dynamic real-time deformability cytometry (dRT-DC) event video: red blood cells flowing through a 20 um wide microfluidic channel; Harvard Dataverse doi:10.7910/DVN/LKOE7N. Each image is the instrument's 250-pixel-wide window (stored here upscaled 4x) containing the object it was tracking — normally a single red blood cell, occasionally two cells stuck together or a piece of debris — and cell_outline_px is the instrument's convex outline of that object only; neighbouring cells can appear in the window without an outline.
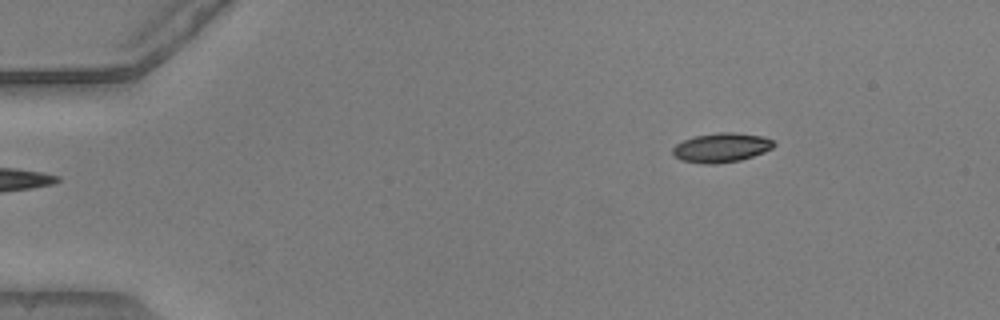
{"species": "common noctule bat (a hibernating species)", "species_latin": "Nyctalus noctula", "temperature_condition": "warm", "stored_images_in_passage": 46, "camera_frame_rate_fps": 3000, "um_per_image_px": 0.085, "animal": {"sex": "male", "body_mass_g": 20.5, "forearm_length_mm": 52.5}, "frame": {"image": 1, "passage_image": 1, "time_ms": 0.0, "image_size_px": [1000, 320], "cell_outline_px": [[776, 144], [772, 148], [764, 152], [740, 160], [716, 164], [704, 164], [680, 160], [672, 152], [672, 148], [676, 144], [684, 140], [696, 136], [720, 132], [732, 132], [764, 136], [772, 140]], "centroid_in_image_um": [61.32, 12.55], "position_along_channel_um": 23.7, "area_um2": 17.22}}
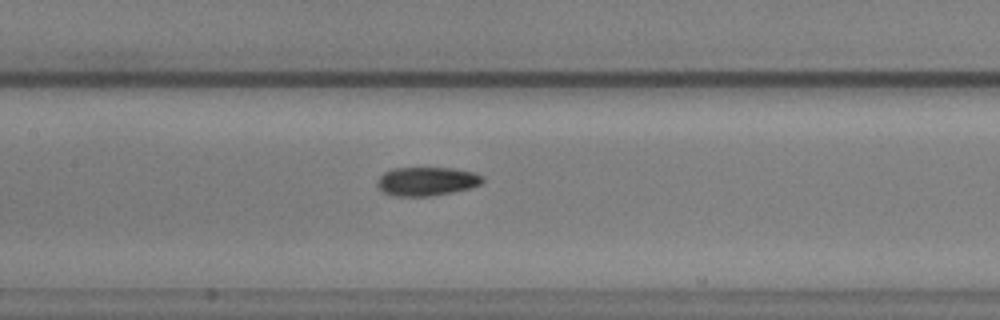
{"frame": {"image": 2, "passage_image": 19, "time_ms": 6.0, "image_size_px": [1000, 320], "cell_outline_px": [[484, 180], [480, 184], [468, 188], [452, 192], [428, 196], [392, 196], [380, 192], [376, 184], [376, 180], [384, 172], [392, 168], [452, 168], [472, 172], [484, 176]], "centroid_in_image_um": [36.2, 15.41], "position_along_channel_um": 171.2, "area_um2": 17.74}}
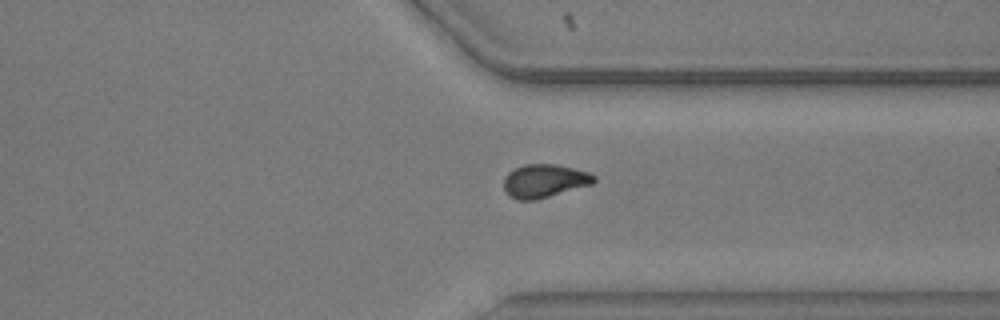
{"frame": {"image": 3, "passage_image": 34, "time_ms": 11.0, "image_size_px": [1000, 320], "cell_outline_px": [[596, 180], [592, 184], [536, 200], [516, 200], [504, 188], [504, 176], [508, 172], [524, 164], [556, 164], [588, 172], [596, 176]], "centroid_in_image_um": [46.28, 15.37], "position_along_channel_um": 365.1, "area_um2": 17.4}, "authors_computed_cell_mechanics": {"area_um2": 17.4267, "velocity_mm_per_s": 3.8913, "shape_relaxation_time_tau1_ms": 4.3231, "shape_relaxation_time_tau2_ms": 2.5897, "deformation_change_tau1": 0.1652, "deformation_change_tau2": 0.0737}}